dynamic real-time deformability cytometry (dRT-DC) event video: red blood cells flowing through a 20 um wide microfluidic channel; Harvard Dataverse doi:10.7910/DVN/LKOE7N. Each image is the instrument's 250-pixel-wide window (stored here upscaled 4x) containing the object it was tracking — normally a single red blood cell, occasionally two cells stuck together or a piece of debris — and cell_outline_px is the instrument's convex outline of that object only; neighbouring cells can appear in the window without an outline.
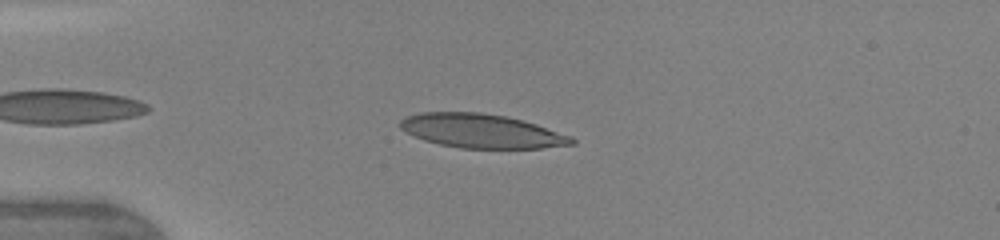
{"species": "human", "species_latin": "Homo sapiens", "temperature_condition": "warm", "stored_images_in_passage": 11, "camera_frame_rate_fps": 3000, "um_per_image_px": 0.085, "donor": {"sex": "female"}, "frame": {"image": 1, "passage_image": 4, "time_ms": 1.333, "image_size_px": [1000, 240], "cell_outline_px": [[576, 144], [540, 148], [460, 148], [440, 144], [424, 140], [400, 128], [400, 120], [404, 116], [420, 112], [480, 112], [504, 116], [524, 120], [572, 136], [576, 140]], "centroid_in_image_um": [40.95, 11.13], "position_along_channel_um": 44.1, "area_um2": 33.93}}